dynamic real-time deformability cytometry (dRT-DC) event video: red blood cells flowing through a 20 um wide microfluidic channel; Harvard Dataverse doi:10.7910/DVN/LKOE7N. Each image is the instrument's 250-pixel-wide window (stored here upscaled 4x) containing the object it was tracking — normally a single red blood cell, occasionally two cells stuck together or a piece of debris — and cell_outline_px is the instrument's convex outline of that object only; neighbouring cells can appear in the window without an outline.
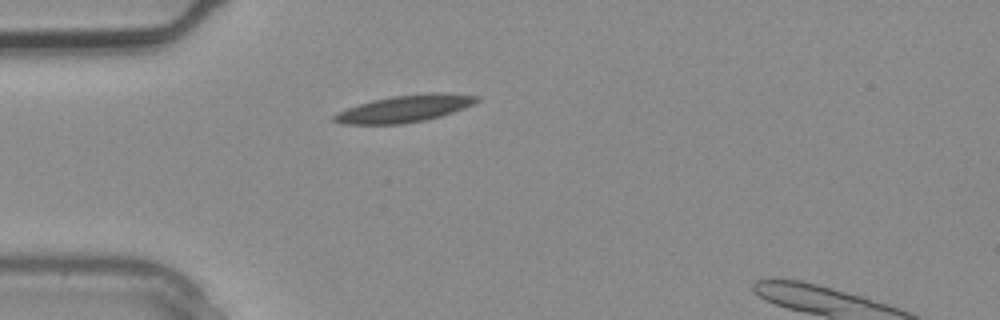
{"species": "common noctule bat (a hibernating species)", "species_latin": "Nyctalus noctula", "temperature_condition": "warm", "stored_images_in_passage": 2, "camera_frame_rate_fps": 3000, "um_per_image_px": 0.085, "animal": {"sex": "male", "body_mass_g": 20.4}, "frame": {"image": 1, "passage_image": 1, "time_ms": 0.0, "image_size_px": [1000, 320], "cell_outline_px": [[480, 100], [464, 108], [440, 116], [424, 120], [400, 124], [344, 124], [332, 120], [332, 116], [348, 108], [372, 100], [392, 96], [432, 92], [440, 92], [480, 96]], "centroid_in_image_um": [34.42, 9.22], "position_along_channel_um": 50.6, "area_um2": 22.2}}